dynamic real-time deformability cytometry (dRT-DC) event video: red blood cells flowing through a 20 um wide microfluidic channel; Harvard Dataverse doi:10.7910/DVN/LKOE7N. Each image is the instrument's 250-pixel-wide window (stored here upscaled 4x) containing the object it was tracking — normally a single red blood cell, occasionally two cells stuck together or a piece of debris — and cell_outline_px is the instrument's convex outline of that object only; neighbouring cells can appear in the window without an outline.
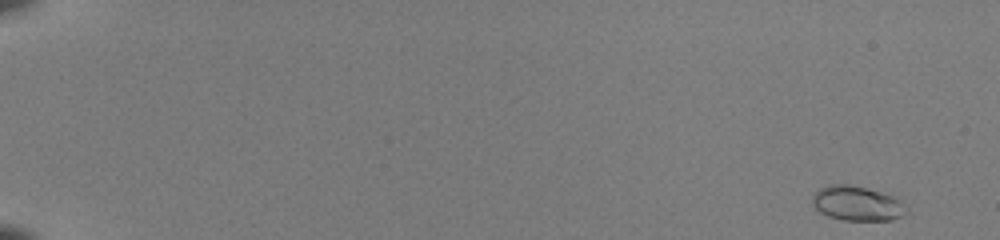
{"species": "common noctule bat (a hibernating species)", "species_latin": "Nyctalus noctula", "temperature_condition": "room temperature", "stored_images_in_passage": 27, "camera_frame_rate_fps": 3000, "um_per_image_px": 0.085, "animal": {"sex": "female", "body_mass_g": 22.0, "forearm_length_mm": 56.7}, "frame": {"image": 1, "passage_image": 1, "time_ms": 0.0, "image_size_px": [1000, 240], "cell_outline_px": [[908, 212], [892, 220], [840, 220], [828, 216], [820, 212], [812, 204], [812, 196], [820, 188], [828, 184], [852, 184], [880, 192], [892, 196], [900, 200], [908, 208]], "centroid_in_image_um": [72.84, 17.29], "position_along_channel_um": 12.2, "area_um2": 19.07}}
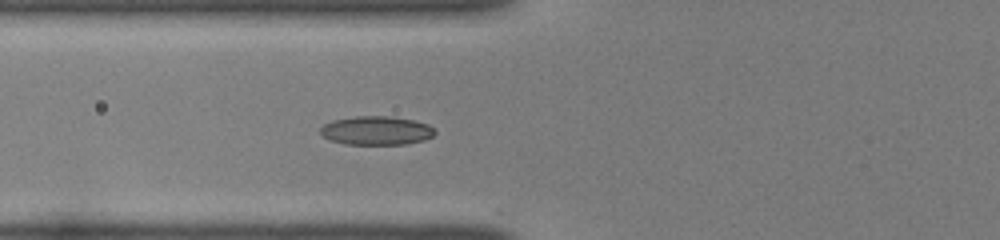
{"frame": {"image": 2, "passage_image": 21, "time_ms": 6.667, "image_size_px": [1000, 240], "cell_outline_px": [[436, 132], [432, 136], [424, 140], [404, 144], [344, 144], [328, 140], [320, 132], [320, 128], [324, 124], [332, 120], [356, 116], [392, 116], [416, 120], [428, 124]], "centroid_in_image_um": [31.98, 11.09], "position_along_channel_um": 93.8, "area_um2": 19.31}}
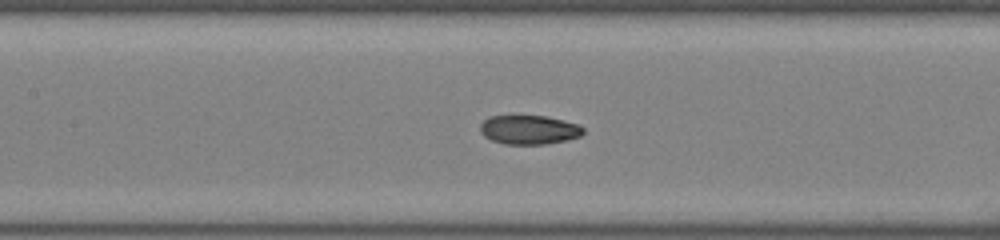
{"frame": {"image": 3, "passage_image": 26, "time_ms": 8.333, "image_size_px": [1000, 240], "cell_outline_px": [[584, 132], [580, 136], [568, 140], [544, 144], [504, 144], [492, 140], [484, 136], [480, 132], [480, 124], [488, 116], [544, 116], [576, 124], [584, 128]], "centroid_in_image_um": [44.94, 11.04], "position_along_channel_um": 162.5, "area_um2": 17.34}}